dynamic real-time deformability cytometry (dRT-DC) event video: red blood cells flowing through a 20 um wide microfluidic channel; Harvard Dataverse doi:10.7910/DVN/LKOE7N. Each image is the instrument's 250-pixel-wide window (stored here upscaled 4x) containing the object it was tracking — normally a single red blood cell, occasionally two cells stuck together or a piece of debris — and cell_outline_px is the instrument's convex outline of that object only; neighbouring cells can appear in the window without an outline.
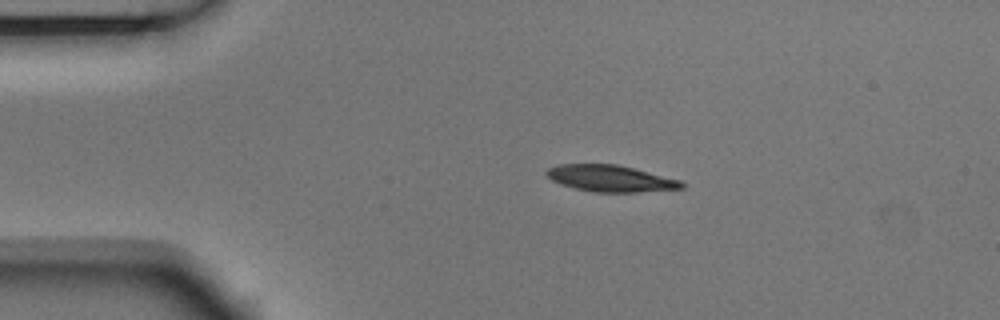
{"species": "Egyptian fruit bat (a non-hibernating species)", "species_latin": "Rousettus aegyptiacus", "temperature_condition": "room temperature", "stored_images_in_passage": 4, "camera_frame_rate_fps": 3000, "um_per_image_px": 0.085, "animal": {"sex": "male"}, "frame": {"image": 1, "passage_image": 1, "time_ms": 0.0, "image_size_px": [1000, 320], "cell_outline_px": [[684, 188], [636, 192], [592, 192], [576, 188], [552, 180], [544, 172], [548, 168], [560, 164], [616, 164], [680, 180], [684, 184]], "centroid_in_image_um": [51.88, 15.16], "position_along_channel_um": 33.1, "area_um2": 20.52}}
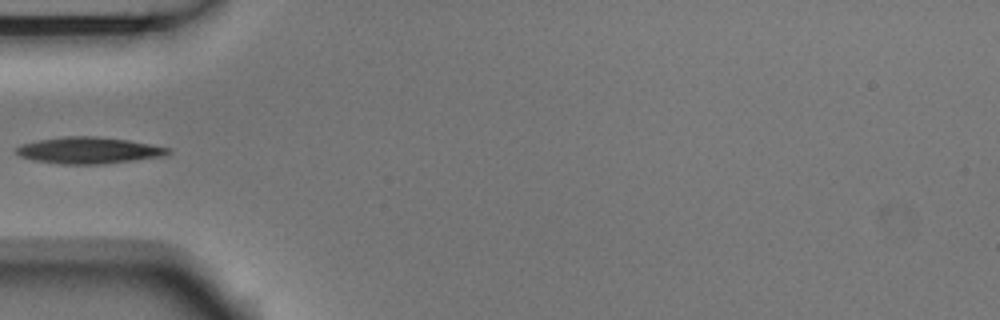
{"frame": {"image": 2, "passage_image": 3, "time_ms": 0.667, "image_size_px": [1000, 320], "cell_outline_px": [[172, 152], [168, 156], [104, 164], [60, 164], [36, 160], [20, 156], [16, 152], [16, 148], [20, 144], [40, 140], [68, 136], [96, 136], [128, 140], [172, 148]], "centroid_in_image_um": [7.63, 12.78], "position_along_channel_um": 77.4, "area_um2": 23.52}}
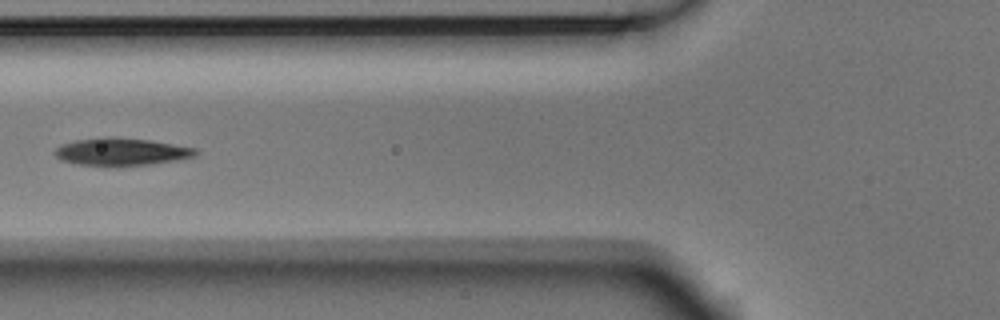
{"frame": {"image": 3, "passage_image": 4, "time_ms": 1.0, "image_size_px": [1000, 320], "cell_outline_px": [[200, 152], [196, 156], [176, 160], [148, 164], [108, 168], [76, 164], [60, 160], [52, 152], [60, 144], [76, 140], [100, 136], [112, 136], [148, 140], [196, 148]], "centroid_in_image_um": [10.24, 12.91], "position_along_channel_um": 115.6, "area_um2": 23.29}}